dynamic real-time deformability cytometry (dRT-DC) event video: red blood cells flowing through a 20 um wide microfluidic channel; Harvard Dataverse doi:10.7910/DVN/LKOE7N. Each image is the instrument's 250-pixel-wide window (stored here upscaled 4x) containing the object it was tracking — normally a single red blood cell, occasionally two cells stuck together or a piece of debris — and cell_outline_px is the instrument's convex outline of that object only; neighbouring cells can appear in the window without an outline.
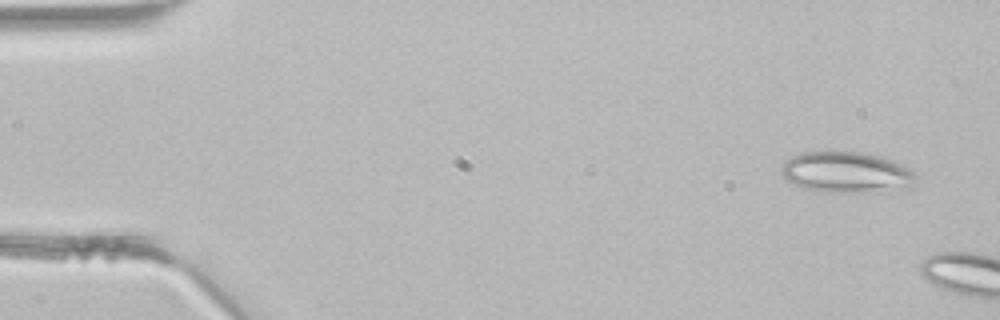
{"species": "common noctule bat (a hibernating species)", "species_latin": "Nyctalus noctula", "temperature_condition": "room temperature", "stored_images_in_passage": 7, "camera_frame_rate_fps": 3000, "um_per_image_px": 0.085, "animal": {"sex": "male", "body_mass_g": 21.5, "forearm_length_mm": 52.0}, "frame": {"image": 1, "passage_image": 1, "time_ms": 0.0, "image_size_px": [1000, 320], "cell_outline_px": [[916, 180], [908, 188], [876, 192], [820, 192], [804, 188], [788, 180], [780, 172], [780, 168], [784, 160], [792, 156], [804, 152], [864, 152], [880, 156], [904, 164], [912, 168], [916, 172]], "centroid_in_image_um": [71.99, 14.65], "position_along_channel_um": 13.0, "area_um2": 32.48}}